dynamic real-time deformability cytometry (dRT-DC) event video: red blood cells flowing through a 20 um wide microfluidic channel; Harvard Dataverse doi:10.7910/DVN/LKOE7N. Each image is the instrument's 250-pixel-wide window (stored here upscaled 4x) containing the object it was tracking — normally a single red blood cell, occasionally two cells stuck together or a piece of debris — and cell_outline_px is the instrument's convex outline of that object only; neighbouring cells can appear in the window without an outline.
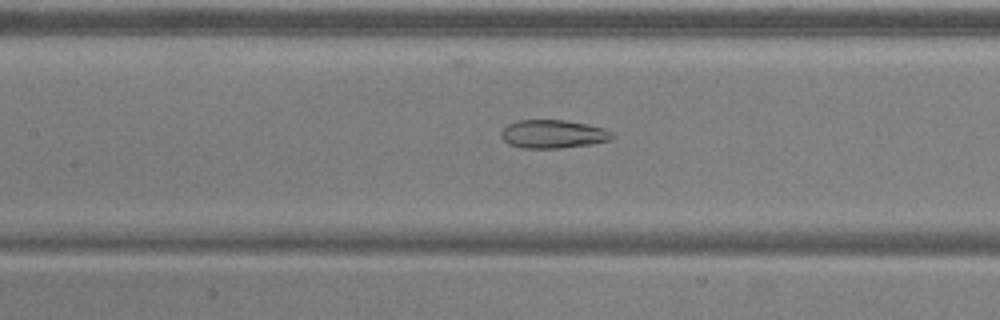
{"species": "common noctule bat (a hibernating species)", "species_latin": "Nyctalus noctula", "temperature_condition": "warm", "stored_images_in_passage": 41, "camera_frame_rate_fps": 3000, "um_per_image_px": 0.085, "animal": {"sex": "male", "body_mass_g": 20.5, "forearm_length_mm": 52.5}, "frame": {"image": 1, "passage_image": 12, "time_ms": 3.667, "image_size_px": [1000, 320], "cell_outline_px": [[616, 136], [612, 140], [592, 144], [560, 148], [520, 148], [508, 144], [500, 136], [500, 132], [508, 124], [520, 120], [564, 120], [588, 124], [604, 128], [612, 132]], "centroid_in_image_um": [47.04, 11.4], "position_along_channel_um": 160.4, "area_um2": 18.55}}
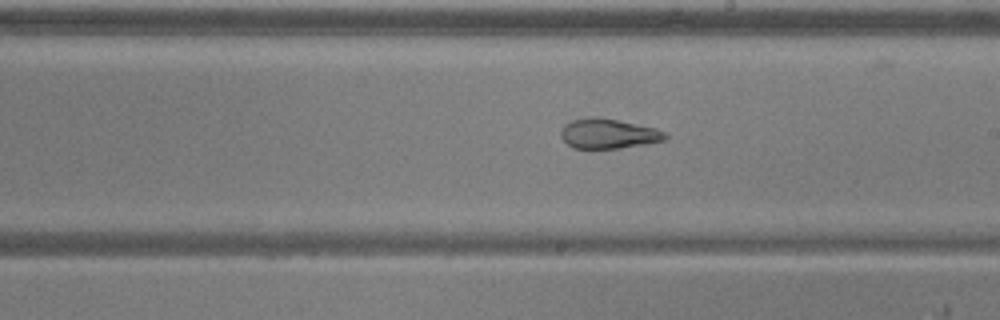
{"frame": {"image": 2, "passage_image": 18, "time_ms": 5.667, "image_size_px": [1000, 320], "cell_outline_px": [[668, 136], [664, 140], [644, 144], [616, 148], [572, 148], [560, 136], [560, 132], [564, 124], [572, 120], [592, 116], [596, 116], [656, 128], [664, 132]], "centroid_in_image_um": [51.67, 11.35], "position_along_channel_um": 237.3, "area_um2": 17.98}}
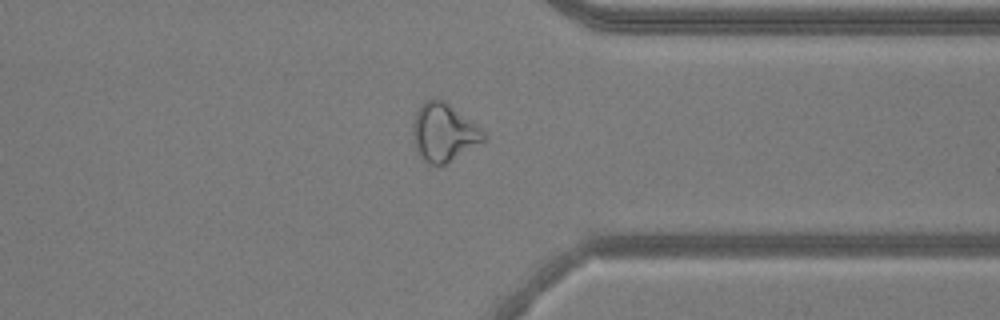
{"frame": {"image": 3, "passage_image": 29, "time_ms": 9.333, "image_size_px": [1000, 320], "cell_outline_px": [[488, 136], [484, 140], [444, 164], [432, 164], [424, 160], [420, 156], [416, 148], [412, 136], [412, 124], [416, 112], [424, 100], [440, 96], [480, 128]], "centroid_in_image_um": [37.68, 11.19], "position_along_channel_um": 373.7, "area_um2": 23.7}, "authors_computed_cell_mechanics": {"area_um2": 19.941, "velocity_mm_per_s": 3.8548, "shape_relaxation_time_tau1_ms": null, "shape_relaxation_time_tau2_ms": 3.016, "deformation_change_tau1": null, "deformation_change_tau2": 0.115}}